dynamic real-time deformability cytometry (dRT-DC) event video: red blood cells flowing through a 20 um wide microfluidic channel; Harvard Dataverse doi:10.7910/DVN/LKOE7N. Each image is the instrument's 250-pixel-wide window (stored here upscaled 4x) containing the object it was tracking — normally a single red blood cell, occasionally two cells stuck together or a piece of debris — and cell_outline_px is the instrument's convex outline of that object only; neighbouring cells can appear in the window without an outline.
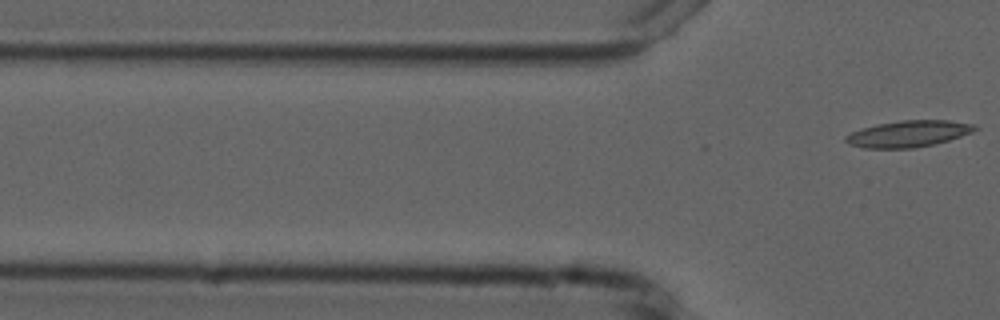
{"species": "common noctule bat (a hibernating species)", "species_latin": "Nyctalus noctula", "temperature_condition": "cold", "stored_images_in_passage": 6, "segment_of_instrument_passage": [2, 2], "camera_frame_rate_fps": 3000, "um_per_image_px": 0.085, "animal": {"sex": "male", "forearm_length_mm": 52.5}, "frame": {"image": 1, "passage_image": 6, "time_ms": 7.333, "image_size_px": [1000, 320], "cell_outline_px": [[980, 128], [972, 132], [936, 144], [912, 148], [864, 148], [848, 144], [844, 140], [844, 136], [860, 128], [876, 124], [900, 120], [948, 120], [976, 124]], "centroid_in_image_um": [77.21, 11.36], "position_along_channel_um": 48.6, "area_um2": 20.11}}